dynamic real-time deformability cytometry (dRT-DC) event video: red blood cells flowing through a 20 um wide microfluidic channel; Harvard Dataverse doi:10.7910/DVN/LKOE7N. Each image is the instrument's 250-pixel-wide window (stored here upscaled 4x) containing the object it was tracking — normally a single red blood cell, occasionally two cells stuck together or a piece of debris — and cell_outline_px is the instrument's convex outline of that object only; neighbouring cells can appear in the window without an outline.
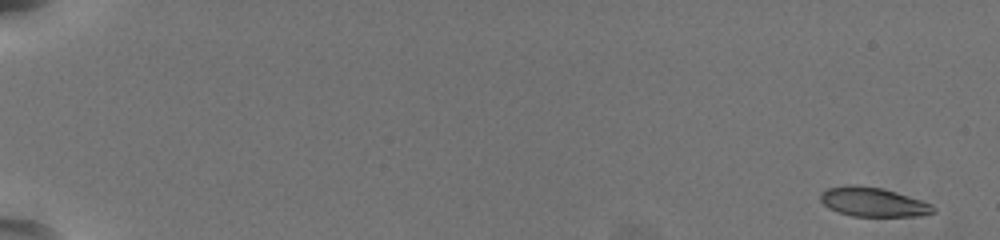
{"species": "common noctule bat (a hibernating species)", "species_latin": "Nyctalus noctula", "temperature_condition": "warm", "stored_images_in_passage": 58, "camera_frame_rate_fps": 3000, "um_per_image_px": 0.085, "animal": {"sex": "female", "body_mass_g": 19.5, "forearm_length_mm": 54.1}, "frame": {"image": 1, "passage_image": 1, "time_ms": 0.0, "image_size_px": [1000, 240], "cell_outline_px": [[936, 212], [920, 216], [852, 216], [836, 212], [828, 208], [820, 200], [820, 196], [828, 188], [852, 184], [880, 188], [932, 204], [936, 208]], "centroid_in_image_um": [74.2, 17.19], "position_along_channel_um": 10.8, "area_um2": 18.96}}
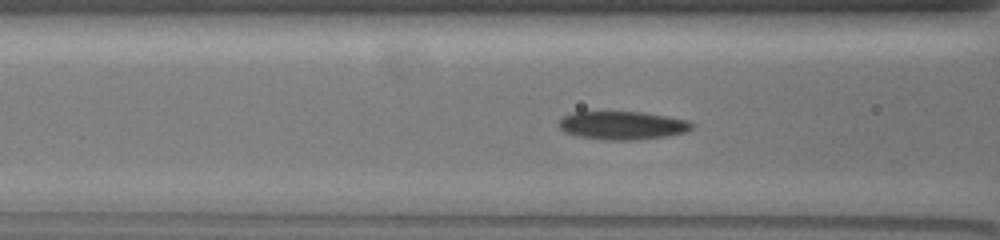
{"frame": {"image": 2, "passage_image": 26, "time_ms": 8.333, "image_size_px": [1000, 240], "cell_outline_px": [[692, 128], [684, 132], [668, 136], [640, 140], [600, 140], [576, 136], [564, 132], [560, 128], [560, 120], [564, 116], [572, 112], [640, 112], [688, 120], [692, 124]], "centroid_in_image_um": [52.88, 10.68], "position_along_channel_um": 113.7, "area_um2": 21.91}}
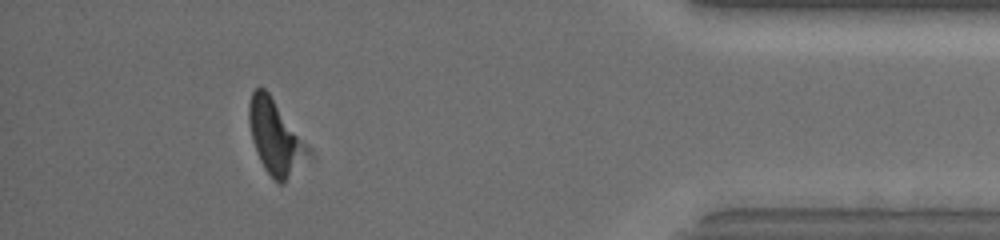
{"frame": {"image": 3, "passage_image": 53, "time_ms": 17.333, "image_size_px": [1000, 240], "cell_outline_px": [[292, 152], [288, 176], [284, 184], [280, 184], [272, 180], [264, 168], [256, 152], [252, 140], [248, 120], [248, 104], [252, 92], [256, 88], [264, 88], [268, 92], [292, 136]], "centroid_in_image_um": [22.94, 11.53], "position_along_channel_um": 412.3, "area_um2": 20.17}, "authors_computed_cell_mechanics": {"area_um2": 20.9814, "velocity_mm_per_s": 3.76, "shape_relaxation_time_tau1_ms": 3.4298, "shape_relaxation_time_tau2_ms": 1.5734, "deformation_change_tau1": 0.1367, "deformation_change_tau2": 0.0601}}